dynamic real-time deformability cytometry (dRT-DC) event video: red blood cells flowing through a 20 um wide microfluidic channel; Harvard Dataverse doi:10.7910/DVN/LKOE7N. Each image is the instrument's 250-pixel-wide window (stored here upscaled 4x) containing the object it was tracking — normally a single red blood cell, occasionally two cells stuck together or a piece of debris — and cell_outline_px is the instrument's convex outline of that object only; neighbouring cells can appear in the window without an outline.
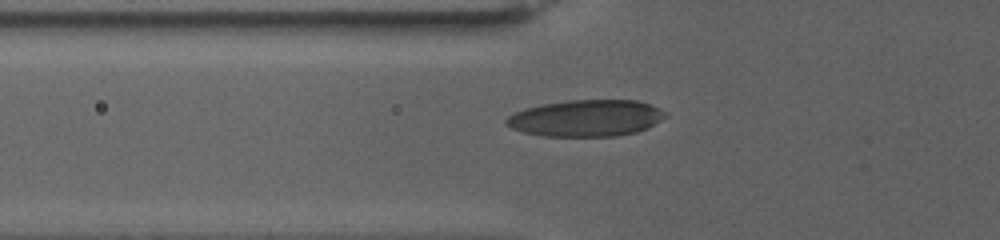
{"species": "human", "species_latin": "Homo sapiens", "temperature_condition": "warm", "stored_images_in_passage": 29, "camera_frame_rate_fps": 3000, "um_per_image_px": 0.085, "donor": {"sex": "female"}, "frame": {"image": 1, "passage_image": 4, "time_ms": 1.0, "image_size_px": [1000, 240], "cell_outline_px": [[668, 116], [648, 128], [636, 132], [616, 136], [544, 136], [524, 132], [512, 128], [504, 124], [504, 120], [508, 116], [524, 108], [544, 104], [568, 100], [636, 100], [648, 104], [664, 112]], "centroid_in_image_um": [49.8, 10.04], "position_along_channel_um": 76.0, "area_um2": 33.81}}
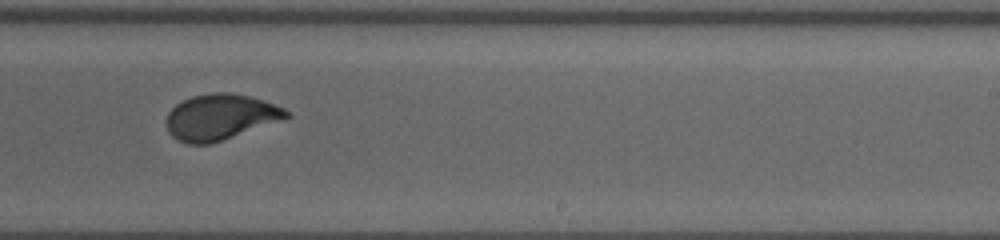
{"frame": {"image": 2, "passage_image": 14, "time_ms": 4.333, "image_size_px": [1000, 240], "cell_outline_px": [[292, 116], [284, 120], [208, 144], [188, 144], [172, 136], [168, 132], [168, 112], [176, 104], [192, 96], [212, 92], [228, 92], [252, 96], [264, 100], [284, 108]], "centroid_in_image_um": [18.77, 9.93], "position_along_channel_um": 270.2, "area_um2": 31.85}}
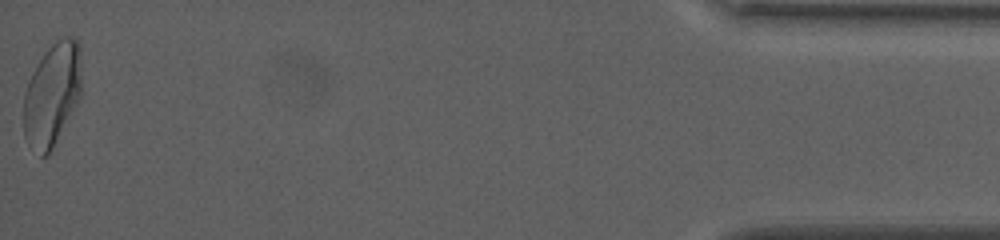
{"frame": {"image": 3, "passage_image": 29, "time_ms": 9.333, "image_size_px": [1000, 240], "cell_outline_px": [[80, 96], [48, 156], [40, 156], [28, 144], [24, 136], [24, 92], [28, 80], [32, 72], [44, 52], [56, 40], [64, 36], [72, 36], [80, 44]], "centroid_in_image_um": [4.41, 8.01], "position_along_channel_um": 430.8, "area_um2": 34.56}}